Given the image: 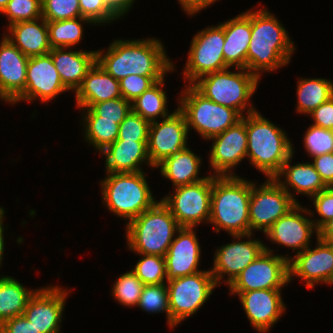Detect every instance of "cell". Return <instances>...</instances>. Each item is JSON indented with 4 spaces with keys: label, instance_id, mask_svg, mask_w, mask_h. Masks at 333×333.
<instances>
[{
    "label": "cell",
    "instance_id": "cell-9",
    "mask_svg": "<svg viewBox=\"0 0 333 333\" xmlns=\"http://www.w3.org/2000/svg\"><path fill=\"white\" fill-rule=\"evenodd\" d=\"M166 285L171 329L195 315L218 287L210 269L167 281Z\"/></svg>",
    "mask_w": 333,
    "mask_h": 333
},
{
    "label": "cell",
    "instance_id": "cell-42",
    "mask_svg": "<svg viewBox=\"0 0 333 333\" xmlns=\"http://www.w3.org/2000/svg\"><path fill=\"white\" fill-rule=\"evenodd\" d=\"M42 17L46 21H61L81 17L79 0H41Z\"/></svg>",
    "mask_w": 333,
    "mask_h": 333
},
{
    "label": "cell",
    "instance_id": "cell-54",
    "mask_svg": "<svg viewBox=\"0 0 333 333\" xmlns=\"http://www.w3.org/2000/svg\"><path fill=\"white\" fill-rule=\"evenodd\" d=\"M10 0H0V13L4 10Z\"/></svg>",
    "mask_w": 333,
    "mask_h": 333
},
{
    "label": "cell",
    "instance_id": "cell-52",
    "mask_svg": "<svg viewBox=\"0 0 333 333\" xmlns=\"http://www.w3.org/2000/svg\"><path fill=\"white\" fill-rule=\"evenodd\" d=\"M5 213L6 210L0 206V268L2 267V262L4 260V252H5V235H4V231L6 230L5 226H4V220H5Z\"/></svg>",
    "mask_w": 333,
    "mask_h": 333
},
{
    "label": "cell",
    "instance_id": "cell-20",
    "mask_svg": "<svg viewBox=\"0 0 333 333\" xmlns=\"http://www.w3.org/2000/svg\"><path fill=\"white\" fill-rule=\"evenodd\" d=\"M310 217L309 208L299 203L273 223L263 237L271 244L292 249L295 254L300 253L311 245L314 234L318 236V230Z\"/></svg>",
    "mask_w": 333,
    "mask_h": 333
},
{
    "label": "cell",
    "instance_id": "cell-28",
    "mask_svg": "<svg viewBox=\"0 0 333 333\" xmlns=\"http://www.w3.org/2000/svg\"><path fill=\"white\" fill-rule=\"evenodd\" d=\"M2 35L28 58L48 54L52 49L47 21L43 17L14 23L8 26Z\"/></svg>",
    "mask_w": 333,
    "mask_h": 333
},
{
    "label": "cell",
    "instance_id": "cell-53",
    "mask_svg": "<svg viewBox=\"0 0 333 333\" xmlns=\"http://www.w3.org/2000/svg\"><path fill=\"white\" fill-rule=\"evenodd\" d=\"M318 237L321 240L333 243V219L326 222L319 230Z\"/></svg>",
    "mask_w": 333,
    "mask_h": 333
},
{
    "label": "cell",
    "instance_id": "cell-48",
    "mask_svg": "<svg viewBox=\"0 0 333 333\" xmlns=\"http://www.w3.org/2000/svg\"><path fill=\"white\" fill-rule=\"evenodd\" d=\"M315 170L327 187H333V152L312 158Z\"/></svg>",
    "mask_w": 333,
    "mask_h": 333
},
{
    "label": "cell",
    "instance_id": "cell-12",
    "mask_svg": "<svg viewBox=\"0 0 333 333\" xmlns=\"http://www.w3.org/2000/svg\"><path fill=\"white\" fill-rule=\"evenodd\" d=\"M161 198L181 227H198L210 218L212 174L192 184L173 188ZM202 223V224H201Z\"/></svg>",
    "mask_w": 333,
    "mask_h": 333
},
{
    "label": "cell",
    "instance_id": "cell-16",
    "mask_svg": "<svg viewBox=\"0 0 333 333\" xmlns=\"http://www.w3.org/2000/svg\"><path fill=\"white\" fill-rule=\"evenodd\" d=\"M209 174L215 176H237L236 167L247 158L246 115L234 126L209 139ZM214 171V172H210Z\"/></svg>",
    "mask_w": 333,
    "mask_h": 333
},
{
    "label": "cell",
    "instance_id": "cell-19",
    "mask_svg": "<svg viewBox=\"0 0 333 333\" xmlns=\"http://www.w3.org/2000/svg\"><path fill=\"white\" fill-rule=\"evenodd\" d=\"M68 91L49 53L30 57L27 63L25 90L11 105L20 102L34 103L37 100L42 104L48 103Z\"/></svg>",
    "mask_w": 333,
    "mask_h": 333
},
{
    "label": "cell",
    "instance_id": "cell-14",
    "mask_svg": "<svg viewBox=\"0 0 333 333\" xmlns=\"http://www.w3.org/2000/svg\"><path fill=\"white\" fill-rule=\"evenodd\" d=\"M230 237H232V243L216 248L213 265L210 268L218 286L222 283L229 286L240 272L265 250V243L261 239H256L253 233L230 235Z\"/></svg>",
    "mask_w": 333,
    "mask_h": 333
},
{
    "label": "cell",
    "instance_id": "cell-2",
    "mask_svg": "<svg viewBox=\"0 0 333 333\" xmlns=\"http://www.w3.org/2000/svg\"><path fill=\"white\" fill-rule=\"evenodd\" d=\"M251 8V40L247 51V70L259 79L289 64L296 45L285 26L267 8Z\"/></svg>",
    "mask_w": 333,
    "mask_h": 333
},
{
    "label": "cell",
    "instance_id": "cell-50",
    "mask_svg": "<svg viewBox=\"0 0 333 333\" xmlns=\"http://www.w3.org/2000/svg\"><path fill=\"white\" fill-rule=\"evenodd\" d=\"M182 11L189 17H194L198 13H201L203 9L211 7L212 4L220 0H177Z\"/></svg>",
    "mask_w": 333,
    "mask_h": 333
},
{
    "label": "cell",
    "instance_id": "cell-45",
    "mask_svg": "<svg viewBox=\"0 0 333 333\" xmlns=\"http://www.w3.org/2000/svg\"><path fill=\"white\" fill-rule=\"evenodd\" d=\"M316 211L309 209L312 221L317 230H319L326 222L333 219V187H327L310 199ZM320 217L316 218V215ZM313 216L315 218H313Z\"/></svg>",
    "mask_w": 333,
    "mask_h": 333
},
{
    "label": "cell",
    "instance_id": "cell-7",
    "mask_svg": "<svg viewBox=\"0 0 333 333\" xmlns=\"http://www.w3.org/2000/svg\"><path fill=\"white\" fill-rule=\"evenodd\" d=\"M260 80L247 69L226 68L200 77L192 86L205 98L230 107L243 117L257 111L251 97Z\"/></svg>",
    "mask_w": 333,
    "mask_h": 333
},
{
    "label": "cell",
    "instance_id": "cell-46",
    "mask_svg": "<svg viewBox=\"0 0 333 333\" xmlns=\"http://www.w3.org/2000/svg\"><path fill=\"white\" fill-rule=\"evenodd\" d=\"M164 77L165 76H140L136 74L126 76L119 80L121 95L125 100L132 102L156 81Z\"/></svg>",
    "mask_w": 333,
    "mask_h": 333
},
{
    "label": "cell",
    "instance_id": "cell-51",
    "mask_svg": "<svg viewBox=\"0 0 333 333\" xmlns=\"http://www.w3.org/2000/svg\"><path fill=\"white\" fill-rule=\"evenodd\" d=\"M107 6L121 19L133 8L136 0H104Z\"/></svg>",
    "mask_w": 333,
    "mask_h": 333
},
{
    "label": "cell",
    "instance_id": "cell-4",
    "mask_svg": "<svg viewBox=\"0 0 333 333\" xmlns=\"http://www.w3.org/2000/svg\"><path fill=\"white\" fill-rule=\"evenodd\" d=\"M246 131L247 161L265 178H274L293 154V141L258 110L246 115Z\"/></svg>",
    "mask_w": 333,
    "mask_h": 333
},
{
    "label": "cell",
    "instance_id": "cell-32",
    "mask_svg": "<svg viewBox=\"0 0 333 333\" xmlns=\"http://www.w3.org/2000/svg\"><path fill=\"white\" fill-rule=\"evenodd\" d=\"M296 113L308 115L333 96V81L327 78H299L297 80Z\"/></svg>",
    "mask_w": 333,
    "mask_h": 333
},
{
    "label": "cell",
    "instance_id": "cell-29",
    "mask_svg": "<svg viewBox=\"0 0 333 333\" xmlns=\"http://www.w3.org/2000/svg\"><path fill=\"white\" fill-rule=\"evenodd\" d=\"M119 97H122L119 81L95 62L75 92V103L76 108H89L95 103Z\"/></svg>",
    "mask_w": 333,
    "mask_h": 333
},
{
    "label": "cell",
    "instance_id": "cell-22",
    "mask_svg": "<svg viewBox=\"0 0 333 333\" xmlns=\"http://www.w3.org/2000/svg\"><path fill=\"white\" fill-rule=\"evenodd\" d=\"M195 227H181L169 246L165 257L167 281L203 271L201 244Z\"/></svg>",
    "mask_w": 333,
    "mask_h": 333
},
{
    "label": "cell",
    "instance_id": "cell-47",
    "mask_svg": "<svg viewBox=\"0 0 333 333\" xmlns=\"http://www.w3.org/2000/svg\"><path fill=\"white\" fill-rule=\"evenodd\" d=\"M312 125L333 130V96L308 114Z\"/></svg>",
    "mask_w": 333,
    "mask_h": 333
},
{
    "label": "cell",
    "instance_id": "cell-18",
    "mask_svg": "<svg viewBox=\"0 0 333 333\" xmlns=\"http://www.w3.org/2000/svg\"><path fill=\"white\" fill-rule=\"evenodd\" d=\"M54 285L39 287L30 297L23 312L24 317L39 333H61L66 299L71 289Z\"/></svg>",
    "mask_w": 333,
    "mask_h": 333
},
{
    "label": "cell",
    "instance_id": "cell-6",
    "mask_svg": "<svg viewBox=\"0 0 333 333\" xmlns=\"http://www.w3.org/2000/svg\"><path fill=\"white\" fill-rule=\"evenodd\" d=\"M124 228L127 247L131 252L164 257L181 226L159 199Z\"/></svg>",
    "mask_w": 333,
    "mask_h": 333
},
{
    "label": "cell",
    "instance_id": "cell-38",
    "mask_svg": "<svg viewBox=\"0 0 333 333\" xmlns=\"http://www.w3.org/2000/svg\"><path fill=\"white\" fill-rule=\"evenodd\" d=\"M134 254L141 258L131 270L144 285L167 283L165 257L141 253Z\"/></svg>",
    "mask_w": 333,
    "mask_h": 333
},
{
    "label": "cell",
    "instance_id": "cell-24",
    "mask_svg": "<svg viewBox=\"0 0 333 333\" xmlns=\"http://www.w3.org/2000/svg\"><path fill=\"white\" fill-rule=\"evenodd\" d=\"M295 147L293 145V154L283 164L281 171L274 179L287 191L292 199L299 204L297 195L307 196L311 199L320 191L327 188L322 181L320 174L315 170L310 162H298L292 164L295 155Z\"/></svg>",
    "mask_w": 333,
    "mask_h": 333
},
{
    "label": "cell",
    "instance_id": "cell-11",
    "mask_svg": "<svg viewBox=\"0 0 333 333\" xmlns=\"http://www.w3.org/2000/svg\"><path fill=\"white\" fill-rule=\"evenodd\" d=\"M265 244V250L251 262L228 286L229 292L263 289H283L289 282L291 256L274 254Z\"/></svg>",
    "mask_w": 333,
    "mask_h": 333
},
{
    "label": "cell",
    "instance_id": "cell-34",
    "mask_svg": "<svg viewBox=\"0 0 333 333\" xmlns=\"http://www.w3.org/2000/svg\"><path fill=\"white\" fill-rule=\"evenodd\" d=\"M83 138L100 153L118 138V120L102 119L100 116H82Z\"/></svg>",
    "mask_w": 333,
    "mask_h": 333
},
{
    "label": "cell",
    "instance_id": "cell-31",
    "mask_svg": "<svg viewBox=\"0 0 333 333\" xmlns=\"http://www.w3.org/2000/svg\"><path fill=\"white\" fill-rule=\"evenodd\" d=\"M37 289H28L12 276L0 275V325L23 315L30 297Z\"/></svg>",
    "mask_w": 333,
    "mask_h": 333
},
{
    "label": "cell",
    "instance_id": "cell-33",
    "mask_svg": "<svg viewBox=\"0 0 333 333\" xmlns=\"http://www.w3.org/2000/svg\"><path fill=\"white\" fill-rule=\"evenodd\" d=\"M166 76L156 81L151 87L144 91L139 97L131 102L132 111L139 114L149 122L157 121L168 117L171 111L168 110V95L166 93Z\"/></svg>",
    "mask_w": 333,
    "mask_h": 333
},
{
    "label": "cell",
    "instance_id": "cell-49",
    "mask_svg": "<svg viewBox=\"0 0 333 333\" xmlns=\"http://www.w3.org/2000/svg\"><path fill=\"white\" fill-rule=\"evenodd\" d=\"M0 333H39V331L24 315H19L4 321L0 325Z\"/></svg>",
    "mask_w": 333,
    "mask_h": 333
},
{
    "label": "cell",
    "instance_id": "cell-40",
    "mask_svg": "<svg viewBox=\"0 0 333 333\" xmlns=\"http://www.w3.org/2000/svg\"><path fill=\"white\" fill-rule=\"evenodd\" d=\"M302 141L309 158L333 152V130L309 124Z\"/></svg>",
    "mask_w": 333,
    "mask_h": 333
},
{
    "label": "cell",
    "instance_id": "cell-3",
    "mask_svg": "<svg viewBox=\"0 0 333 333\" xmlns=\"http://www.w3.org/2000/svg\"><path fill=\"white\" fill-rule=\"evenodd\" d=\"M251 180L237 176L212 175L209 223L214 231L228 235L250 234Z\"/></svg>",
    "mask_w": 333,
    "mask_h": 333
},
{
    "label": "cell",
    "instance_id": "cell-15",
    "mask_svg": "<svg viewBox=\"0 0 333 333\" xmlns=\"http://www.w3.org/2000/svg\"><path fill=\"white\" fill-rule=\"evenodd\" d=\"M188 137L185 117L178 108L168 117L150 122L147 150L151 165L155 168L167 157L186 149Z\"/></svg>",
    "mask_w": 333,
    "mask_h": 333
},
{
    "label": "cell",
    "instance_id": "cell-23",
    "mask_svg": "<svg viewBox=\"0 0 333 333\" xmlns=\"http://www.w3.org/2000/svg\"><path fill=\"white\" fill-rule=\"evenodd\" d=\"M24 55L4 35L0 41V100L11 105L25 90L27 63Z\"/></svg>",
    "mask_w": 333,
    "mask_h": 333
},
{
    "label": "cell",
    "instance_id": "cell-5",
    "mask_svg": "<svg viewBox=\"0 0 333 333\" xmlns=\"http://www.w3.org/2000/svg\"><path fill=\"white\" fill-rule=\"evenodd\" d=\"M147 172L105 173L100 180L102 203L105 208L127 225L157 201L149 187ZM147 179V180H146Z\"/></svg>",
    "mask_w": 333,
    "mask_h": 333
},
{
    "label": "cell",
    "instance_id": "cell-27",
    "mask_svg": "<svg viewBox=\"0 0 333 333\" xmlns=\"http://www.w3.org/2000/svg\"><path fill=\"white\" fill-rule=\"evenodd\" d=\"M73 49V50H72ZM64 86L76 92L86 77L88 70L96 62V50L75 48H53L49 52Z\"/></svg>",
    "mask_w": 333,
    "mask_h": 333
},
{
    "label": "cell",
    "instance_id": "cell-25",
    "mask_svg": "<svg viewBox=\"0 0 333 333\" xmlns=\"http://www.w3.org/2000/svg\"><path fill=\"white\" fill-rule=\"evenodd\" d=\"M105 159V173H135L146 165L153 170L148 156L147 141L116 140L99 155Z\"/></svg>",
    "mask_w": 333,
    "mask_h": 333
},
{
    "label": "cell",
    "instance_id": "cell-17",
    "mask_svg": "<svg viewBox=\"0 0 333 333\" xmlns=\"http://www.w3.org/2000/svg\"><path fill=\"white\" fill-rule=\"evenodd\" d=\"M316 245L291 255L289 260V282L299 277L307 289L315 285H333V243L316 236Z\"/></svg>",
    "mask_w": 333,
    "mask_h": 333
},
{
    "label": "cell",
    "instance_id": "cell-8",
    "mask_svg": "<svg viewBox=\"0 0 333 333\" xmlns=\"http://www.w3.org/2000/svg\"><path fill=\"white\" fill-rule=\"evenodd\" d=\"M177 98V108L185 117L188 131L193 129L204 140L223 133L242 116L234 109L205 98L192 85L184 84Z\"/></svg>",
    "mask_w": 333,
    "mask_h": 333
},
{
    "label": "cell",
    "instance_id": "cell-21",
    "mask_svg": "<svg viewBox=\"0 0 333 333\" xmlns=\"http://www.w3.org/2000/svg\"><path fill=\"white\" fill-rule=\"evenodd\" d=\"M238 296L250 326L259 333H268L287 310L282 289L229 292Z\"/></svg>",
    "mask_w": 333,
    "mask_h": 333
},
{
    "label": "cell",
    "instance_id": "cell-39",
    "mask_svg": "<svg viewBox=\"0 0 333 333\" xmlns=\"http://www.w3.org/2000/svg\"><path fill=\"white\" fill-rule=\"evenodd\" d=\"M81 116H100L102 119L118 120L120 124L132 110L131 102L123 97L98 102L89 108H77ZM82 111V112H81Z\"/></svg>",
    "mask_w": 333,
    "mask_h": 333
},
{
    "label": "cell",
    "instance_id": "cell-13",
    "mask_svg": "<svg viewBox=\"0 0 333 333\" xmlns=\"http://www.w3.org/2000/svg\"><path fill=\"white\" fill-rule=\"evenodd\" d=\"M296 205L297 203L274 178H266L260 185L251 180L250 234H255L256 231L264 234L273 223Z\"/></svg>",
    "mask_w": 333,
    "mask_h": 333
},
{
    "label": "cell",
    "instance_id": "cell-44",
    "mask_svg": "<svg viewBox=\"0 0 333 333\" xmlns=\"http://www.w3.org/2000/svg\"><path fill=\"white\" fill-rule=\"evenodd\" d=\"M81 17L89 19L94 25L111 24L121 20L104 0H79Z\"/></svg>",
    "mask_w": 333,
    "mask_h": 333
},
{
    "label": "cell",
    "instance_id": "cell-41",
    "mask_svg": "<svg viewBox=\"0 0 333 333\" xmlns=\"http://www.w3.org/2000/svg\"><path fill=\"white\" fill-rule=\"evenodd\" d=\"M3 14L8 21L6 27L21 21H32L42 17L41 0H10Z\"/></svg>",
    "mask_w": 333,
    "mask_h": 333
},
{
    "label": "cell",
    "instance_id": "cell-30",
    "mask_svg": "<svg viewBox=\"0 0 333 333\" xmlns=\"http://www.w3.org/2000/svg\"><path fill=\"white\" fill-rule=\"evenodd\" d=\"M200 155L195 154L188 146L180 153L174 154L164 159L155 168L160 169V175L172 183V187H180L192 184L207 178L200 176L202 166Z\"/></svg>",
    "mask_w": 333,
    "mask_h": 333
},
{
    "label": "cell",
    "instance_id": "cell-1",
    "mask_svg": "<svg viewBox=\"0 0 333 333\" xmlns=\"http://www.w3.org/2000/svg\"><path fill=\"white\" fill-rule=\"evenodd\" d=\"M108 46L106 51L96 50V62L118 81L131 74L166 76L176 70L174 61L169 59L158 38H117Z\"/></svg>",
    "mask_w": 333,
    "mask_h": 333
},
{
    "label": "cell",
    "instance_id": "cell-36",
    "mask_svg": "<svg viewBox=\"0 0 333 333\" xmlns=\"http://www.w3.org/2000/svg\"><path fill=\"white\" fill-rule=\"evenodd\" d=\"M141 311L151 314L165 313L167 326L171 330V318L169 308V293L166 283L159 285H144L139 303Z\"/></svg>",
    "mask_w": 333,
    "mask_h": 333
},
{
    "label": "cell",
    "instance_id": "cell-10",
    "mask_svg": "<svg viewBox=\"0 0 333 333\" xmlns=\"http://www.w3.org/2000/svg\"><path fill=\"white\" fill-rule=\"evenodd\" d=\"M224 22L199 30L193 35L182 74L192 85L200 77L229 68L223 57Z\"/></svg>",
    "mask_w": 333,
    "mask_h": 333
},
{
    "label": "cell",
    "instance_id": "cell-35",
    "mask_svg": "<svg viewBox=\"0 0 333 333\" xmlns=\"http://www.w3.org/2000/svg\"><path fill=\"white\" fill-rule=\"evenodd\" d=\"M94 24L87 18L47 21L51 48H74L83 40L84 26Z\"/></svg>",
    "mask_w": 333,
    "mask_h": 333
},
{
    "label": "cell",
    "instance_id": "cell-37",
    "mask_svg": "<svg viewBox=\"0 0 333 333\" xmlns=\"http://www.w3.org/2000/svg\"><path fill=\"white\" fill-rule=\"evenodd\" d=\"M143 286V282L130 270L120 274L114 281L111 294L123 307H137Z\"/></svg>",
    "mask_w": 333,
    "mask_h": 333
},
{
    "label": "cell",
    "instance_id": "cell-43",
    "mask_svg": "<svg viewBox=\"0 0 333 333\" xmlns=\"http://www.w3.org/2000/svg\"><path fill=\"white\" fill-rule=\"evenodd\" d=\"M150 122L132 110L119 125L117 140L148 141Z\"/></svg>",
    "mask_w": 333,
    "mask_h": 333
},
{
    "label": "cell",
    "instance_id": "cell-26",
    "mask_svg": "<svg viewBox=\"0 0 333 333\" xmlns=\"http://www.w3.org/2000/svg\"><path fill=\"white\" fill-rule=\"evenodd\" d=\"M223 57L229 68L247 69L251 38V9L224 21Z\"/></svg>",
    "mask_w": 333,
    "mask_h": 333
}]
</instances>
